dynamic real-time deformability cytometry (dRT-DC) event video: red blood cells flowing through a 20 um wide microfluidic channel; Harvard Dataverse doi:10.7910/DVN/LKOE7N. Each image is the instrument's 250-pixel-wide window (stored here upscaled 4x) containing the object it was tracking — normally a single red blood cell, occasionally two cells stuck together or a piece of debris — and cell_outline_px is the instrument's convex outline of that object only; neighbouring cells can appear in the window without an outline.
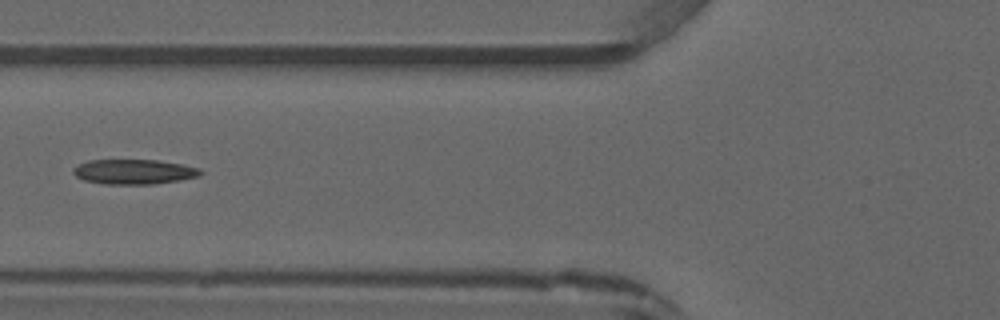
{"species": "common noctule bat (a hibernating species)", "species_latin": "Nyctalus noctula", "temperature_condition": "warm", "stored_images_in_passage": 5, "camera_frame_rate_fps": 3000, "um_per_image_px": 0.085, "animal": {"sex": "male", "forearm_length_mm": 52.5}, "frame": {"image": 1, "passage_image": 5, "time_ms": 5.333, "image_size_px": [1000, 320], "cell_outline_px": [[204, 172], [200, 176], [180, 180], [152, 184], [104, 184], [84, 180], [76, 176], [72, 172], [72, 168], [88, 160], [156, 160], [184, 164], [200, 168]], "centroid_in_image_um": [11.42, 14.6], "position_along_channel_um": 114.4, "area_um2": 18.55}}